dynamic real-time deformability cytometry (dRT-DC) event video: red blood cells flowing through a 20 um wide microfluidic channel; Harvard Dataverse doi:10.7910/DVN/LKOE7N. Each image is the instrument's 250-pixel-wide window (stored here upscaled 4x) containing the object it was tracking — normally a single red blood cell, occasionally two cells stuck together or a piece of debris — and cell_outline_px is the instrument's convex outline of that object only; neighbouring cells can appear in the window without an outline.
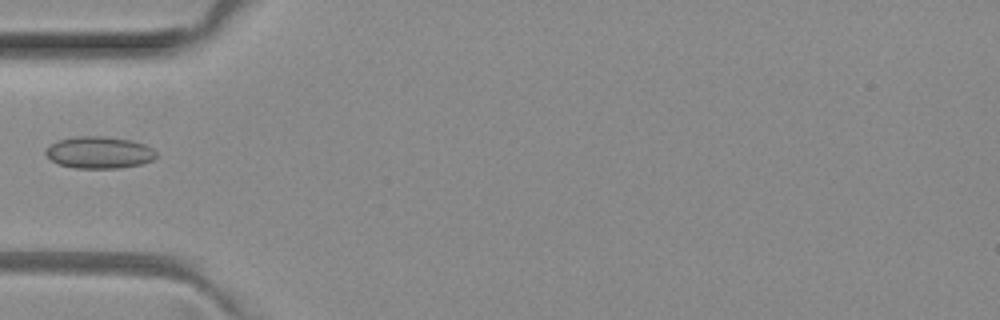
{"species": "common noctule bat (a hibernating species)", "species_latin": "Nyctalus noctula", "temperature_condition": "room temperature", "stored_images_in_passage": 4, "camera_frame_rate_fps": 3000, "um_per_image_px": 0.085, "animal": {"sex": "female", "body_mass_g": 29.2, "forearm_length_mm": 56.3}, "frame": {"image": 1, "passage_image": 3, "time_ms": 0.667, "image_size_px": [1000, 320], "cell_outline_px": [[156, 156], [152, 160], [140, 164], [116, 168], [76, 168], [56, 164], [44, 152], [52, 144], [60, 140], [76, 136], [104, 136], [132, 140], [144, 144], [152, 148], [156, 152]], "centroid_in_image_um": [8.44, 12.96], "position_along_channel_um": 76.6, "area_um2": 20.4}}
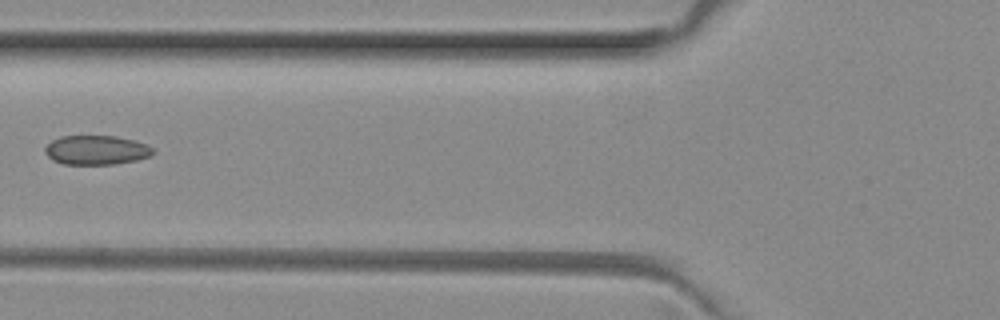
{"frame": {"image": 2, "passage_image": 4, "time_ms": 1.0, "image_size_px": [1000, 320], "cell_outline_px": [[156, 152], [148, 156], [136, 160], [116, 164], [64, 164], [52, 160], [44, 152], [44, 148], [52, 140], [60, 136], [116, 136], [148, 144]], "centroid_in_image_um": [8.18, 12.75], "position_along_channel_um": 117.6, "area_um2": 18.44}}